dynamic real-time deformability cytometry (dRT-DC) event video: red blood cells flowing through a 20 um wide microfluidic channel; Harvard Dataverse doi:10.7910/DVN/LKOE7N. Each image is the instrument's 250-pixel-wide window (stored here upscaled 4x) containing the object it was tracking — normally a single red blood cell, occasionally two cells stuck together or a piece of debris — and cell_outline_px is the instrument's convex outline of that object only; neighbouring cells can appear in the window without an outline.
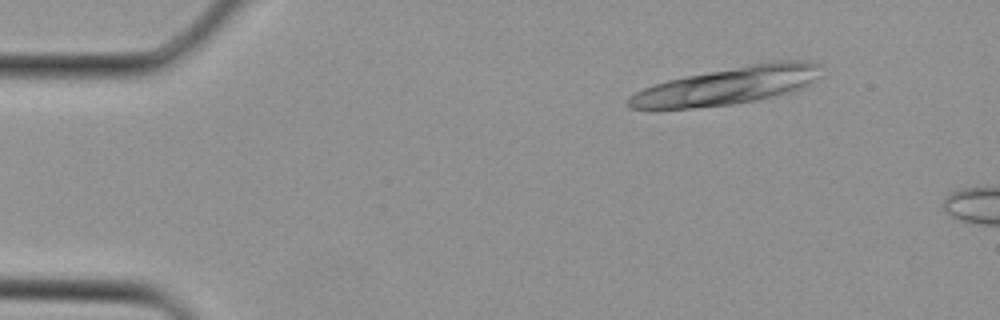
{"species": "Egyptian fruit bat (a non-hibernating species)", "species_latin": "Rousettus aegyptiacus", "temperature_condition": "cold", "stored_images_in_passage": 2, "camera_frame_rate_fps": 3000, "um_per_image_px": 0.085, "animal": {"sex": "female"}, "frame": {"image": 1, "passage_image": 1, "time_ms": 0.0, "image_size_px": [1000, 320], "cell_outline_px": [[820, 64], [812, 80], [808, 84], [792, 92], [732, 104], [656, 112], [628, 108], [624, 104], [628, 96], [644, 88], [668, 80], [688, 76], [772, 60], [808, 60]], "centroid_in_image_um": [61.65, 7.33], "position_along_channel_um": 23.3, "area_um2": 42.19}}